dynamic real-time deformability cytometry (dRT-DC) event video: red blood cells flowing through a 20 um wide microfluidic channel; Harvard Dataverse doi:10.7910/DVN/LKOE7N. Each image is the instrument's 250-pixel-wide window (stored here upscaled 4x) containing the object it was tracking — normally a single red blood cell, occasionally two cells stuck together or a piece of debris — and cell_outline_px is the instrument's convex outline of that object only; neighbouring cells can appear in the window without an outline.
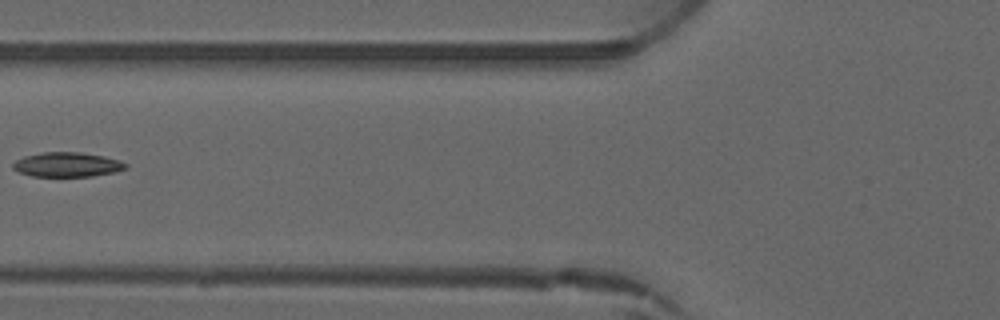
{"species": "common noctule bat (a hibernating species)", "species_latin": "Nyctalus noctula", "temperature_condition": "warm", "stored_images_in_passage": 4, "camera_frame_rate_fps": 3000, "um_per_image_px": 0.085, "animal": {"sex": "male", "forearm_length_mm": 52.5}, "frame": {"image": 1, "passage_image": 4, "time_ms": 4.333, "image_size_px": [1000, 320], "cell_outline_px": [[128, 168], [116, 172], [92, 176], [32, 176], [20, 172], [12, 168], [12, 164], [16, 160], [24, 156], [40, 152], [80, 152], [104, 156], [120, 160], [128, 164]], "centroid_in_image_um": [5.74, 13.98], "position_along_channel_um": 120.1, "area_um2": 16.24}}